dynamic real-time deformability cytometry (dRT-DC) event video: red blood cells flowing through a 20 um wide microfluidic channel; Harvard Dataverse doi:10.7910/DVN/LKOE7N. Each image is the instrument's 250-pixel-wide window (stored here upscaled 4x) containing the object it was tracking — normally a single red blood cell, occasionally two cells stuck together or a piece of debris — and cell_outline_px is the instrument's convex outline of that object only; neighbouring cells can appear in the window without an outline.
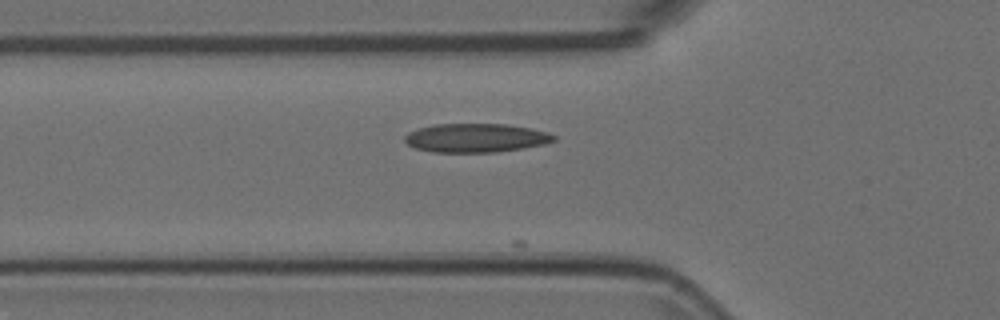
{"species": "Egyptian fruit bat (a non-hibernating species)", "species_latin": "Rousettus aegyptiacus", "temperature_condition": "room temperature", "stored_images_in_passage": 12, "camera_frame_rate_fps": 3000, "um_per_image_px": 0.085, "animal": {"sex": "female"}, "frame": {"image": 1, "passage_image": 6, "time_ms": 1.667, "image_size_px": [1000, 320], "cell_outline_px": [[556, 140], [544, 144], [524, 148], [496, 152], [432, 152], [416, 148], [408, 144], [404, 140], [404, 136], [408, 132], [432, 124], [508, 124], [532, 128], [548, 132], [556, 136]], "centroid_in_image_um": [40.47, 11.72], "position_along_channel_um": 85.3, "area_um2": 25.14}}